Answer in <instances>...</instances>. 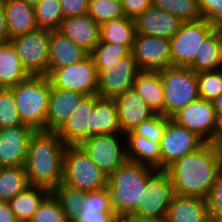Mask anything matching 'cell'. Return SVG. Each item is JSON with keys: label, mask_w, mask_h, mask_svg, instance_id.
Instances as JSON below:
<instances>
[{"label": "cell", "mask_w": 222, "mask_h": 222, "mask_svg": "<svg viewBox=\"0 0 222 222\" xmlns=\"http://www.w3.org/2000/svg\"><path fill=\"white\" fill-rule=\"evenodd\" d=\"M0 222H18L11 210L9 202L0 200Z\"/></svg>", "instance_id": "cell-49"}, {"label": "cell", "mask_w": 222, "mask_h": 222, "mask_svg": "<svg viewBox=\"0 0 222 222\" xmlns=\"http://www.w3.org/2000/svg\"><path fill=\"white\" fill-rule=\"evenodd\" d=\"M30 75L21 64L20 58L8 42L0 44V88L10 89L21 81L26 80Z\"/></svg>", "instance_id": "cell-28"}, {"label": "cell", "mask_w": 222, "mask_h": 222, "mask_svg": "<svg viewBox=\"0 0 222 222\" xmlns=\"http://www.w3.org/2000/svg\"><path fill=\"white\" fill-rule=\"evenodd\" d=\"M218 30H219V32H220V38H221V42H222V26H219V27H218Z\"/></svg>", "instance_id": "cell-55"}, {"label": "cell", "mask_w": 222, "mask_h": 222, "mask_svg": "<svg viewBox=\"0 0 222 222\" xmlns=\"http://www.w3.org/2000/svg\"><path fill=\"white\" fill-rule=\"evenodd\" d=\"M49 38L50 30L38 28L10 39L22 66L29 75H47Z\"/></svg>", "instance_id": "cell-8"}, {"label": "cell", "mask_w": 222, "mask_h": 222, "mask_svg": "<svg viewBox=\"0 0 222 222\" xmlns=\"http://www.w3.org/2000/svg\"><path fill=\"white\" fill-rule=\"evenodd\" d=\"M10 41L7 24H6V14L2 3L0 2V44Z\"/></svg>", "instance_id": "cell-51"}, {"label": "cell", "mask_w": 222, "mask_h": 222, "mask_svg": "<svg viewBox=\"0 0 222 222\" xmlns=\"http://www.w3.org/2000/svg\"><path fill=\"white\" fill-rule=\"evenodd\" d=\"M12 90L23 124L36 131H45L51 84L47 76L30 75Z\"/></svg>", "instance_id": "cell-4"}, {"label": "cell", "mask_w": 222, "mask_h": 222, "mask_svg": "<svg viewBox=\"0 0 222 222\" xmlns=\"http://www.w3.org/2000/svg\"><path fill=\"white\" fill-rule=\"evenodd\" d=\"M51 192L43 187L28 186L9 201L18 222H29L39 205Z\"/></svg>", "instance_id": "cell-30"}, {"label": "cell", "mask_w": 222, "mask_h": 222, "mask_svg": "<svg viewBox=\"0 0 222 222\" xmlns=\"http://www.w3.org/2000/svg\"><path fill=\"white\" fill-rule=\"evenodd\" d=\"M51 193L59 201L67 221L75 222L87 192L60 183Z\"/></svg>", "instance_id": "cell-33"}, {"label": "cell", "mask_w": 222, "mask_h": 222, "mask_svg": "<svg viewBox=\"0 0 222 222\" xmlns=\"http://www.w3.org/2000/svg\"><path fill=\"white\" fill-rule=\"evenodd\" d=\"M135 21L136 33L171 39L182 21L175 15L150 5Z\"/></svg>", "instance_id": "cell-19"}, {"label": "cell", "mask_w": 222, "mask_h": 222, "mask_svg": "<svg viewBox=\"0 0 222 222\" xmlns=\"http://www.w3.org/2000/svg\"><path fill=\"white\" fill-rule=\"evenodd\" d=\"M222 68V42L218 27L201 43L190 67L195 73Z\"/></svg>", "instance_id": "cell-29"}, {"label": "cell", "mask_w": 222, "mask_h": 222, "mask_svg": "<svg viewBox=\"0 0 222 222\" xmlns=\"http://www.w3.org/2000/svg\"><path fill=\"white\" fill-rule=\"evenodd\" d=\"M163 84L164 116L176 112L200 98L196 73L188 67L170 66L159 71Z\"/></svg>", "instance_id": "cell-6"}, {"label": "cell", "mask_w": 222, "mask_h": 222, "mask_svg": "<svg viewBox=\"0 0 222 222\" xmlns=\"http://www.w3.org/2000/svg\"><path fill=\"white\" fill-rule=\"evenodd\" d=\"M116 222H165V218L139 217L134 215H124L117 217Z\"/></svg>", "instance_id": "cell-50"}, {"label": "cell", "mask_w": 222, "mask_h": 222, "mask_svg": "<svg viewBox=\"0 0 222 222\" xmlns=\"http://www.w3.org/2000/svg\"><path fill=\"white\" fill-rule=\"evenodd\" d=\"M62 183L86 192L97 191L106 188L108 175L90 159L81 146H66Z\"/></svg>", "instance_id": "cell-5"}, {"label": "cell", "mask_w": 222, "mask_h": 222, "mask_svg": "<svg viewBox=\"0 0 222 222\" xmlns=\"http://www.w3.org/2000/svg\"><path fill=\"white\" fill-rule=\"evenodd\" d=\"M35 132L25 124L0 129V168L25 166L29 142Z\"/></svg>", "instance_id": "cell-17"}, {"label": "cell", "mask_w": 222, "mask_h": 222, "mask_svg": "<svg viewBox=\"0 0 222 222\" xmlns=\"http://www.w3.org/2000/svg\"><path fill=\"white\" fill-rule=\"evenodd\" d=\"M167 171L175 194L206 200L222 173V150L211 143H204L176 161Z\"/></svg>", "instance_id": "cell-1"}, {"label": "cell", "mask_w": 222, "mask_h": 222, "mask_svg": "<svg viewBox=\"0 0 222 222\" xmlns=\"http://www.w3.org/2000/svg\"><path fill=\"white\" fill-rule=\"evenodd\" d=\"M114 99L123 134L156 114L133 88L117 95Z\"/></svg>", "instance_id": "cell-18"}, {"label": "cell", "mask_w": 222, "mask_h": 222, "mask_svg": "<svg viewBox=\"0 0 222 222\" xmlns=\"http://www.w3.org/2000/svg\"><path fill=\"white\" fill-rule=\"evenodd\" d=\"M100 96L84 95L68 119L55 131L66 146H80L90 138L91 111Z\"/></svg>", "instance_id": "cell-15"}, {"label": "cell", "mask_w": 222, "mask_h": 222, "mask_svg": "<svg viewBox=\"0 0 222 222\" xmlns=\"http://www.w3.org/2000/svg\"><path fill=\"white\" fill-rule=\"evenodd\" d=\"M89 53L58 30H50L48 69L69 66L85 59Z\"/></svg>", "instance_id": "cell-23"}, {"label": "cell", "mask_w": 222, "mask_h": 222, "mask_svg": "<svg viewBox=\"0 0 222 222\" xmlns=\"http://www.w3.org/2000/svg\"><path fill=\"white\" fill-rule=\"evenodd\" d=\"M6 14L9 38L38 29L35 9L23 0H0Z\"/></svg>", "instance_id": "cell-24"}, {"label": "cell", "mask_w": 222, "mask_h": 222, "mask_svg": "<svg viewBox=\"0 0 222 222\" xmlns=\"http://www.w3.org/2000/svg\"><path fill=\"white\" fill-rule=\"evenodd\" d=\"M215 114L212 101L199 98L176 112L170 119L195 133L205 143L212 144Z\"/></svg>", "instance_id": "cell-16"}, {"label": "cell", "mask_w": 222, "mask_h": 222, "mask_svg": "<svg viewBox=\"0 0 222 222\" xmlns=\"http://www.w3.org/2000/svg\"><path fill=\"white\" fill-rule=\"evenodd\" d=\"M81 210H99V212H113L110 207L107 188L90 191L82 201Z\"/></svg>", "instance_id": "cell-42"}, {"label": "cell", "mask_w": 222, "mask_h": 222, "mask_svg": "<svg viewBox=\"0 0 222 222\" xmlns=\"http://www.w3.org/2000/svg\"><path fill=\"white\" fill-rule=\"evenodd\" d=\"M124 135L128 161L161 170L160 143L136 135L132 130Z\"/></svg>", "instance_id": "cell-25"}, {"label": "cell", "mask_w": 222, "mask_h": 222, "mask_svg": "<svg viewBox=\"0 0 222 222\" xmlns=\"http://www.w3.org/2000/svg\"><path fill=\"white\" fill-rule=\"evenodd\" d=\"M46 76L51 87L76 91L84 95L96 94L98 90V72L90 54L69 66L48 69Z\"/></svg>", "instance_id": "cell-9"}, {"label": "cell", "mask_w": 222, "mask_h": 222, "mask_svg": "<svg viewBox=\"0 0 222 222\" xmlns=\"http://www.w3.org/2000/svg\"><path fill=\"white\" fill-rule=\"evenodd\" d=\"M37 27L58 30L64 20L59 0H41L34 6Z\"/></svg>", "instance_id": "cell-36"}, {"label": "cell", "mask_w": 222, "mask_h": 222, "mask_svg": "<svg viewBox=\"0 0 222 222\" xmlns=\"http://www.w3.org/2000/svg\"><path fill=\"white\" fill-rule=\"evenodd\" d=\"M131 52L140 71H160L172 66L169 39L136 33Z\"/></svg>", "instance_id": "cell-14"}, {"label": "cell", "mask_w": 222, "mask_h": 222, "mask_svg": "<svg viewBox=\"0 0 222 222\" xmlns=\"http://www.w3.org/2000/svg\"><path fill=\"white\" fill-rule=\"evenodd\" d=\"M88 14L100 26L110 20L124 17L120 0H89Z\"/></svg>", "instance_id": "cell-37"}, {"label": "cell", "mask_w": 222, "mask_h": 222, "mask_svg": "<svg viewBox=\"0 0 222 222\" xmlns=\"http://www.w3.org/2000/svg\"><path fill=\"white\" fill-rule=\"evenodd\" d=\"M199 96L212 101L222 94V68L215 71L196 73Z\"/></svg>", "instance_id": "cell-38"}, {"label": "cell", "mask_w": 222, "mask_h": 222, "mask_svg": "<svg viewBox=\"0 0 222 222\" xmlns=\"http://www.w3.org/2000/svg\"><path fill=\"white\" fill-rule=\"evenodd\" d=\"M204 143L195 133L167 118L160 143L161 170H167L176 161L197 150Z\"/></svg>", "instance_id": "cell-12"}, {"label": "cell", "mask_w": 222, "mask_h": 222, "mask_svg": "<svg viewBox=\"0 0 222 222\" xmlns=\"http://www.w3.org/2000/svg\"><path fill=\"white\" fill-rule=\"evenodd\" d=\"M202 18L216 27L222 26V0H197Z\"/></svg>", "instance_id": "cell-43"}, {"label": "cell", "mask_w": 222, "mask_h": 222, "mask_svg": "<svg viewBox=\"0 0 222 222\" xmlns=\"http://www.w3.org/2000/svg\"><path fill=\"white\" fill-rule=\"evenodd\" d=\"M115 133H121L115 99L100 97L91 111L90 137Z\"/></svg>", "instance_id": "cell-26"}, {"label": "cell", "mask_w": 222, "mask_h": 222, "mask_svg": "<svg viewBox=\"0 0 222 222\" xmlns=\"http://www.w3.org/2000/svg\"><path fill=\"white\" fill-rule=\"evenodd\" d=\"M166 124L167 117L162 114L156 113L151 118L142 121L139 125L134 127L132 131L136 135L161 143Z\"/></svg>", "instance_id": "cell-41"}, {"label": "cell", "mask_w": 222, "mask_h": 222, "mask_svg": "<svg viewBox=\"0 0 222 222\" xmlns=\"http://www.w3.org/2000/svg\"><path fill=\"white\" fill-rule=\"evenodd\" d=\"M114 212H99V210H81L75 222H116Z\"/></svg>", "instance_id": "cell-47"}, {"label": "cell", "mask_w": 222, "mask_h": 222, "mask_svg": "<svg viewBox=\"0 0 222 222\" xmlns=\"http://www.w3.org/2000/svg\"><path fill=\"white\" fill-rule=\"evenodd\" d=\"M215 113H222V94L212 100Z\"/></svg>", "instance_id": "cell-52"}, {"label": "cell", "mask_w": 222, "mask_h": 222, "mask_svg": "<svg viewBox=\"0 0 222 222\" xmlns=\"http://www.w3.org/2000/svg\"><path fill=\"white\" fill-rule=\"evenodd\" d=\"M216 28L203 18L193 22H182L179 30L170 39L172 66L190 68L196 54L199 53L201 43Z\"/></svg>", "instance_id": "cell-7"}, {"label": "cell", "mask_w": 222, "mask_h": 222, "mask_svg": "<svg viewBox=\"0 0 222 222\" xmlns=\"http://www.w3.org/2000/svg\"><path fill=\"white\" fill-rule=\"evenodd\" d=\"M156 169L146 165L126 161L108 176L110 207L121 217L133 215L142 204L147 178Z\"/></svg>", "instance_id": "cell-3"}, {"label": "cell", "mask_w": 222, "mask_h": 222, "mask_svg": "<svg viewBox=\"0 0 222 222\" xmlns=\"http://www.w3.org/2000/svg\"><path fill=\"white\" fill-rule=\"evenodd\" d=\"M58 31L89 54L100 41V25L89 14L64 19Z\"/></svg>", "instance_id": "cell-20"}, {"label": "cell", "mask_w": 222, "mask_h": 222, "mask_svg": "<svg viewBox=\"0 0 222 222\" xmlns=\"http://www.w3.org/2000/svg\"><path fill=\"white\" fill-rule=\"evenodd\" d=\"M173 194L174 189L169 172L156 169L147 178L142 204L133 215L165 218Z\"/></svg>", "instance_id": "cell-11"}, {"label": "cell", "mask_w": 222, "mask_h": 222, "mask_svg": "<svg viewBox=\"0 0 222 222\" xmlns=\"http://www.w3.org/2000/svg\"><path fill=\"white\" fill-rule=\"evenodd\" d=\"M132 88L155 113L164 115L163 84L159 71H140Z\"/></svg>", "instance_id": "cell-27"}, {"label": "cell", "mask_w": 222, "mask_h": 222, "mask_svg": "<svg viewBox=\"0 0 222 222\" xmlns=\"http://www.w3.org/2000/svg\"><path fill=\"white\" fill-rule=\"evenodd\" d=\"M64 19L88 14L89 0H59Z\"/></svg>", "instance_id": "cell-45"}, {"label": "cell", "mask_w": 222, "mask_h": 222, "mask_svg": "<svg viewBox=\"0 0 222 222\" xmlns=\"http://www.w3.org/2000/svg\"><path fill=\"white\" fill-rule=\"evenodd\" d=\"M65 148L66 145L56 132H35L29 142L24 166L30 185L52 192L62 183Z\"/></svg>", "instance_id": "cell-2"}, {"label": "cell", "mask_w": 222, "mask_h": 222, "mask_svg": "<svg viewBox=\"0 0 222 222\" xmlns=\"http://www.w3.org/2000/svg\"><path fill=\"white\" fill-rule=\"evenodd\" d=\"M209 222H222V215H209Z\"/></svg>", "instance_id": "cell-53"}, {"label": "cell", "mask_w": 222, "mask_h": 222, "mask_svg": "<svg viewBox=\"0 0 222 222\" xmlns=\"http://www.w3.org/2000/svg\"><path fill=\"white\" fill-rule=\"evenodd\" d=\"M120 3L124 16L134 20L151 5V0H120Z\"/></svg>", "instance_id": "cell-46"}, {"label": "cell", "mask_w": 222, "mask_h": 222, "mask_svg": "<svg viewBox=\"0 0 222 222\" xmlns=\"http://www.w3.org/2000/svg\"><path fill=\"white\" fill-rule=\"evenodd\" d=\"M122 138L124 141L121 140ZM124 142L123 133L101 134L91 136L80 146L90 159L109 176L127 161L126 146H124L126 142Z\"/></svg>", "instance_id": "cell-10"}, {"label": "cell", "mask_w": 222, "mask_h": 222, "mask_svg": "<svg viewBox=\"0 0 222 222\" xmlns=\"http://www.w3.org/2000/svg\"><path fill=\"white\" fill-rule=\"evenodd\" d=\"M29 222H68L59 201L50 193Z\"/></svg>", "instance_id": "cell-40"}, {"label": "cell", "mask_w": 222, "mask_h": 222, "mask_svg": "<svg viewBox=\"0 0 222 222\" xmlns=\"http://www.w3.org/2000/svg\"><path fill=\"white\" fill-rule=\"evenodd\" d=\"M23 1L26 2L27 4L31 5V6H35L41 0H23Z\"/></svg>", "instance_id": "cell-54"}, {"label": "cell", "mask_w": 222, "mask_h": 222, "mask_svg": "<svg viewBox=\"0 0 222 222\" xmlns=\"http://www.w3.org/2000/svg\"><path fill=\"white\" fill-rule=\"evenodd\" d=\"M135 21L127 17L110 20L100 26V41L133 46Z\"/></svg>", "instance_id": "cell-31"}, {"label": "cell", "mask_w": 222, "mask_h": 222, "mask_svg": "<svg viewBox=\"0 0 222 222\" xmlns=\"http://www.w3.org/2000/svg\"><path fill=\"white\" fill-rule=\"evenodd\" d=\"M212 145L222 148V113L215 114V123L212 130Z\"/></svg>", "instance_id": "cell-48"}, {"label": "cell", "mask_w": 222, "mask_h": 222, "mask_svg": "<svg viewBox=\"0 0 222 222\" xmlns=\"http://www.w3.org/2000/svg\"><path fill=\"white\" fill-rule=\"evenodd\" d=\"M165 222H209L205 199L173 194Z\"/></svg>", "instance_id": "cell-21"}, {"label": "cell", "mask_w": 222, "mask_h": 222, "mask_svg": "<svg viewBox=\"0 0 222 222\" xmlns=\"http://www.w3.org/2000/svg\"><path fill=\"white\" fill-rule=\"evenodd\" d=\"M132 47L99 41L90 56L93 58L97 70H104L116 63L118 59L129 55Z\"/></svg>", "instance_id": "cell-35"}, {"label": "cell", "mask_w": 222, "mask_h": 222, "mask_svg": "<svg viewBox=\"0 0 222 222\" xmlns=\"http://www.w3.org/2000/svg\"><path fill=\"white\" fill-rule=\"evenodd\" d=\"M151 5L175 15L182 22L202 19L197 0H151Z\"/></svg>", "instance_id": "cell-34"}, {"label": "cell", "mask_w": 222, "mask_h": 222, "mask_svg": "<svg viewBox=\"0 0 222 222\" xmlns=\"http://www.w3.org/2000/svg\"><path fill=\"white\" fill-rule=\"evenodd\" d=\"M83 96L76 91L51 87L45 131L55 132L68 119Z\"/></svg>", "instance_id": "cell-22"}, {"label": "cell", "mask_w": 222, "mask_h": 222, "mask_svg": "<svg viewBox=\"0 0 222 222\" xmlns=\"http://www.w3.org/2000/svg\"><path fill=\"white\" fill-rule=\"evenodd\" d=\"M30 186L24 166L0 168V200L9 202Z\"/></svg>", "instance_id": "cell-32"}, {"label": "cell", "mask_w": 222, "mask_h": 222, "mask_svg": "<svg viewBox=\"0 0 222 222\" xmlns=\"http://www.w3.org/2000/svg\"><path fill=\"white\" fill-rule=\"evenodd\" d=\"M206 201L208 215H222V173L216 179Z\"/></svg>", "instance_id": "cell-44"}, {"label": "cell", "mask_w": 222, "mask_h": 222, "mask_svg": "<svg viewBox=\"0 0 222 222\" xmlns=\"http://www.w3.org/2000/svg\"><path fill=\"white\" fill-rule=\"evenodd\" d=\"M97 94L102 98H115L132 88L137 74L140 72L132 52L116 61L107 69L97 70Z\"/></svg>", "instance_id": "cell-13"}, {"label": "cell", "mask_w": 222, "mask_h": 222, "mask_svg": "<svg viewBox=\"0 0 222 222\" xmlns=\"http://www.w3.org/2000/svg\"><path fill=\"white\" fill-rule=\"evenodd\" d=\"M24 125L11 89L0 88V129Z\"/></svg>", "instance_id": "cell-39"}]
</instances>
